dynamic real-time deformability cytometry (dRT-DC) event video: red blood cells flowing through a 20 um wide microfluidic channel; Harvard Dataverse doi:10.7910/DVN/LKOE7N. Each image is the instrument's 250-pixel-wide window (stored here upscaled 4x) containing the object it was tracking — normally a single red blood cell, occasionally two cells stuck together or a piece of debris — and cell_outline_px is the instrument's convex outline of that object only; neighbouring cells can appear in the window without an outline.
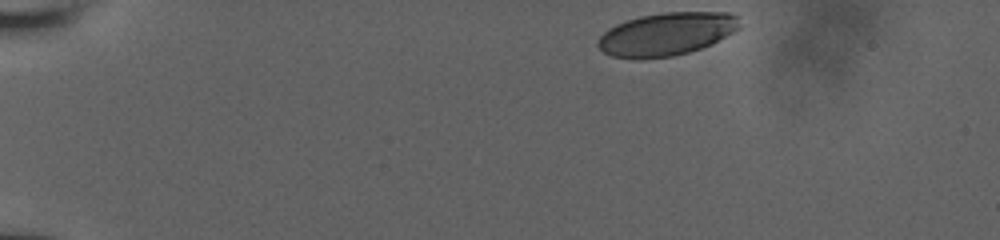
{"species": "human", "species_latin": "Homo sapiens", "temperature_condition": "room temperature", "stored_images_in_passage": 19, "camera_frame_rate_fps": 3000, "um_per_image_px": 0.085, "donor": {"sex": "male"}, "frame": {"image": 1, "passage_image": 1, "time_ms": 0.0, "image_size_px": [1000, 240], "cell_outline_px": [[740, 28], [712, 44], [688, 52], [672, 56], [644, 60], [640, 60], [612, 56], [604, 52], [596, 44], [596, 40], [608, 28], [616, 24], [640, 16], [664, 12], [732, 12], [740, 16]], "centroid_in_image_um": [56.67, 2.89], "position_along_channel_um": 28.3, "area_um2": 35.89}}
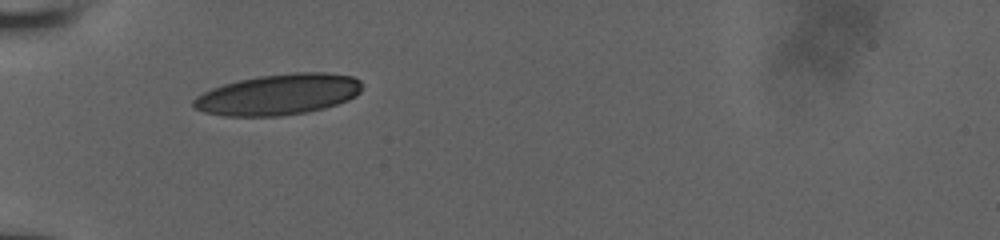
{"frame": {"image": 2, "passage_image": 18, "time_ms": 3.333, "image_size_px": [1000, 240], "cell_outline_px": [[360, 92], [356, 96], [348, 100], [324, 108], [308, 112], [280, 116], [224, 116], [204, 112], [192, 108], [192, 100], [196, 96], [212, 88], [236, 80], [260, 76], [292, 72], [324, 72], [352, 76], [360, 80]], "centroid_in_image_um": [23.63, 8.03], "position_along_channel_um": 61.4, "area_um2": 40.34}}